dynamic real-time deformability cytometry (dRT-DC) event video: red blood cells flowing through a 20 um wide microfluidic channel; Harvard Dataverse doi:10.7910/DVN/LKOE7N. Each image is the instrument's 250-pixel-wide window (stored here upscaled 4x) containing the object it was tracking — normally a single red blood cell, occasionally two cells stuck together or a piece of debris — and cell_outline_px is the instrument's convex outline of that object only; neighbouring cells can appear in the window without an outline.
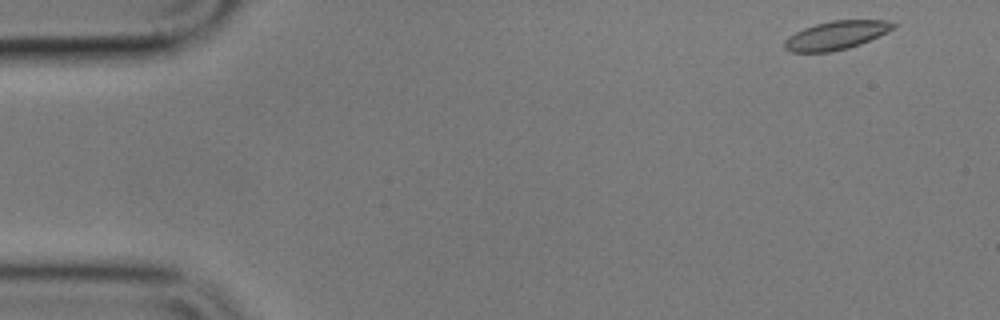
{"species": "common noctule bat (a hibernating species)", "species_latin": "Nyctalus noctula", "temperature_condition": "cold", "stored_images_in_passage": 4, "camera_frame_rate_fps": 3000, "um_per_image_px": 0.085, "animal": {"sex": "male", "body_mass_g": 17.9}, "frame": {"image": 1, "passage_image": 1, "time_ms": 0.0, "image_size_px": [1000, 320], "cell_outline_px": [[900, 24], [860, 44], [848, 48], [828, 52], [792, 52], [784, 48], [784, 40], [788, 36], [804, 28], [816, 24], [832, 20], [884, 20]], "centroid_in_image_um": [71.03, 3.0], "position_along_channel_um": 14.0, "area_um2": 17.8}}